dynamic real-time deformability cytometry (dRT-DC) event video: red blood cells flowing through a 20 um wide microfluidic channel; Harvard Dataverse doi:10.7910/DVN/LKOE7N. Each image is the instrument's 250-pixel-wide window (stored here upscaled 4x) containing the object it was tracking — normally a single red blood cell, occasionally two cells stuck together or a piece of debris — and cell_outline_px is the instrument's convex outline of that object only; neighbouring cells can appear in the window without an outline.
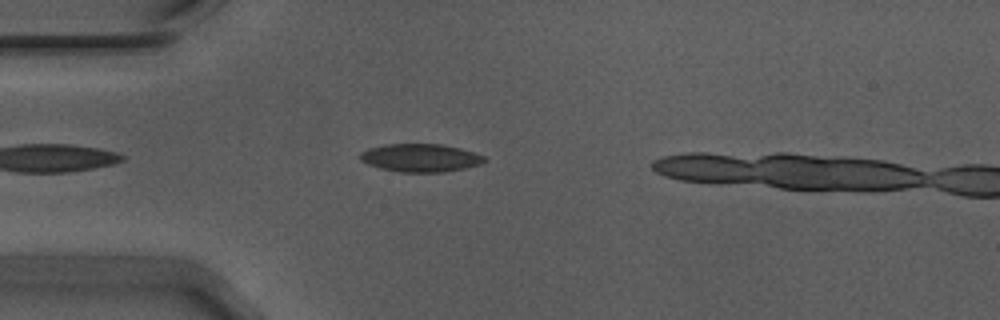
{"species": "Egyptian fruit bat (a non-hibernating species)", "species_latin": "Rousettus aegyptiacus", "temperature_condition": "warm", "stored_images_in_passage": 19, "camera_frame_rate_fps": 3000, "um_per_image_px": 0.085, "animal": {"sex": "male"}, "frame": {"image": 1, "passage_image": 1, "time_ms": 0.0, "image_size_px": [1000, 320], "cell_outline_px": [[488, 160], [480, 164], [464, 168], [444, 172], [400, 172], [380, 168], [368, 164], [360, 160], [360, 152], [368, 148], [388, 144], [440, 144], [460, 148], [476, 152], [484, 156]], "centroid_in_image_um": [35.75, 13.41], "position_along_channel_um": 49.2, "area_um2": 20.35}}
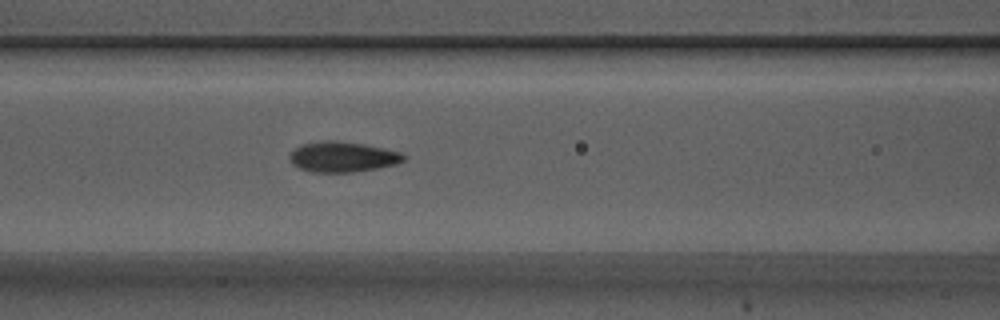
{"frame": {"image": 2, "passage_image": 9, "time_ms": 2.667, "image_size_px": [1000, 320], "cell_outline_px": [[408, 156], [404, 160], [396, 164], [376, 168], [352, 172], [312, 172], [300, 168], [292, 164], [288, 156], [300, 144], [320, 140], [336, 140], [360, 144], [400, 152]], "centroid_in_image_um": [29.08, 13.33], "position_along_channel_um": 137.5, "area_um2": 20.06}}
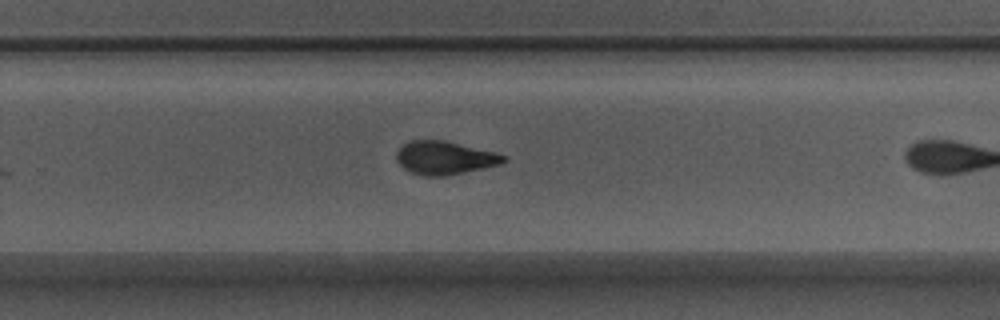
{"frame": {"image": 3, "passage_image": 18, "time_ms": 5.667, "image_size_px": [1000, 320], "cell_outline_px": [[508, 160], [500, 164], [444, 176], [424, 176], [412, 172], [404, 168], [396, 160], [396, 152], [408, 140], [444, 140], [496, 152], [508, 156]], "centroid_in_image_um": [37.81, 13.4], "position_along_channel_um": 292.0, "area_um2": 20.69}}